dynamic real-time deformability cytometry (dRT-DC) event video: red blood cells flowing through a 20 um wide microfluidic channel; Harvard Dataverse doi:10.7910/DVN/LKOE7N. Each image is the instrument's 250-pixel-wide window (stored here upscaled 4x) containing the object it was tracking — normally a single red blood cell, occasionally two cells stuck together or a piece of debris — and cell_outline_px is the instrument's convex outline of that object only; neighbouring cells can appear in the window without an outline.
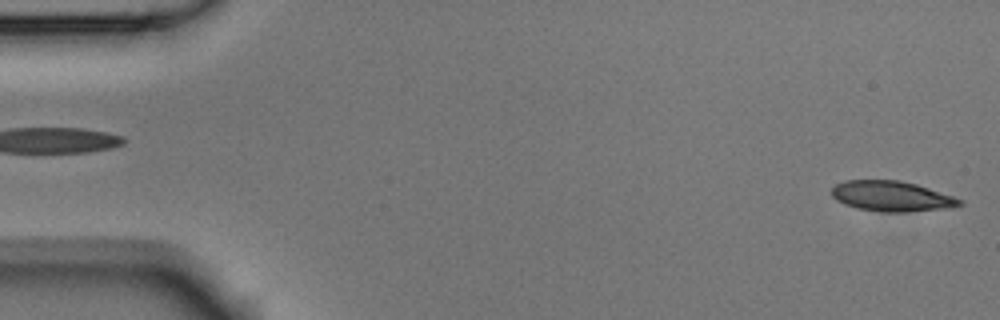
{"species": "Egyptian fruit bat (a non-hibernating species)", "species_latin": "Rousettus aegyptiacus", "temperature_condition": "room temperature", "stored_images_in_passage": 2, "segment_of_instrument_passage": [2, 2], "camera_frame_rate_fps": 3000, "um_per_image_px": 0.085, "animal": {"sex": "male"}, "frame": {"image": 1, "passage_image": 2, "time_ms": 0.333, "image_size_px": [1000, 320], "cell_outline_px": [[964, 204], [944, 208], [904, 212], [884, 212], [856, 208], [844, 204], [836, 200], [832, 196], [832, 188], [836, 184], [844, 180], [900, 180], [916, 184], [964, 200]], "centroid_in_image_um": [75.75, 16.67], "position_along_channel_um": 9.2, "area_um2": 22.48}}